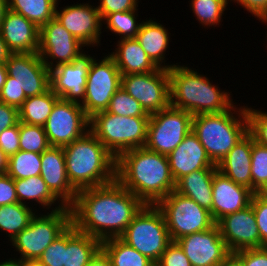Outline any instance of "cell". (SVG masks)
<instances>
[{
	"label": "cell",
	"mask_w": 267,
	"mask_h": 266,
	"mask_svg": "<svg viewBox=\"0 0 267 266\" xmlns=\"http://www.w3.org/2000/svg\"><path fill=\"white\" fill-rule=\"evenodd\" d=\"M121 77L115 60L109 54L101 60L93 59L88 70L84 100L80 104L89 118L107 110L113 95L121 87Z\"/></svg>",
	"instance_id": "cell-11"
},
{
	"label": "cell",
	"mask_w": 267,
	"mask_h": 266,
	"mask_svg": "<svg viewBox=\"0 0 267 266\" xmlns=\"http://www.w3.org/2000/svg\"><path fill=\"white\" fill-rule=\"evenodd\" d=\"M193 115L169 106L150 115L145 147L168 155L192 131Z\"/></svg>",
	"instance_id": "cell-10"
},
{
	"label": "cell",
	"mask_w": 267,
	"mask_h": 266,
	"mask_svg": "<svg viewBox=\"0 0 267 266\" xmlns=\"http://www.w3.org/2000/svg\"><path fill=\"white\" fill-rule=\"evenodd\" d=\"M19 122L18 109L0 101V133Z\"/></svg>",
	"instance_id": "cell-50"
},
{
	"label": "cell",
	"mask_w": 267,
	"mask_h": 266,
	"mask_svg": "<svg viewBox=\"0 0 267 266\" xmlns=\"http://www.w3.org/2000/svg\"><path fill=\"white\" fill-rule=\"evenodd\" d=\"M263 23H267V17L264 19ZM265 25L267 26V24H265ZM265 35H267V34H265ZM266 41H267V38H266Z\"/></svg>",
	"instance_id": "cell-59"
},
{
	"label": "cell",
	"mask_w": 267,
	"mask_h": 266,
	"mask_svg": "<svg viewBox=\"0 0 267 266\" xmlns=\"http://www.w3.org/2000/svg\"><path fill=\"white\" fill-rule=\"evenodd\" d=\"M83 47L86 46L55 17L40 28L38 54L49 70L59 64L71 63L84 51Z\"/></svg>",
	"instance_id": "cell-15"
},
{
	"label": "cell",
	"mask_w": 267,
	"mask_h": 266,
	"mask_svg": "<svg viewBox=\"0 0 267 266\" xmlns=\"http://www.w3.org/2000/svg\"><path fill=\"white\" fill-rule=\"evenodd\" d=\"M120 238L155 264L172 242L165 217L156 205H144Z\"/></svg>",
	"instance_id": "cell-7"
},
{
	"label": "cell",
	"mask_w": 267,
	"mask_h": 266,
	"mask_svg": "<svg viewBox=\"0 0 267 266\" xmlns=\"http://www.w3.org/2000/svg\"><path fill=\"white\" fill-rule=\"evenodd\" d=\"M87 266H112V262L106 252L100 248L90 259Z\"/></svg>",
	"instance_id": "cell-51"
},
{
	"label": "cell",
	"mask_w": 267,
	"mask_h": 266,
	"mask_svg": "<svg viewBox=\"0 0 267 266\" xmlns=\"http://www.w3.org/2000/svg\"><path fill=\"white\" fill-rule=\"evenodd\" d=\"M145 204L117 180L77 192L71 224L100 241L120 237Z\"/></svg>",
	"instance_id": "cell-1"
},
{
	"label": "cell",
	"mask_w": 267,
	"mask_h": 266,
	"mask_svg": "<svg viewBox=\"0 0 267 266\" xmlns=\"http://www.w3.org/2000/svg\"><path fill=\"white\" fill-rule=\"evenodd\" d=\"M252 136L248 133L217 165V169L236 184L252 190L251 176Z\"/></svg>",
	"instance_id": "cell-24"
},
{
	"label": "cell",
	"mask_w": 267,
	"mask_h": 266,
	"mask_svg": "<svg viewBox=\"0 0 267 266\" xmlns=\"http://www.w3.org/2000/svg\"><path fill=\"white\" fill-rule=\"evenodd\" d=\"M63 151L68 180L77 192L116 180V158L90 130Z\"/></svg>",
	"instance_id": "cell-3"
},
{
	"label": "cell",
	"mask_w": 267,
	"mask_h": 266,
	"mask_svg": "<svg viewBox=\"0 0 267 266\" xmlns=\"http://www.w3.org/2000/svg\"><path fill=\"white\" fill-rule=\"evenodd\" d=\"M238 106L234 104L220 113L193 116L192 131L215 165L248 134L246 106Z\"/></svg>",
	"instance_id": "cell-5"
},
{
	"label": "cell",
	"mask_w": 267,
	"mask_h": 266,
	"mask_svg": "<svg viewBox=\"0 0 267 266\" xmlns=\"http://www.w3.org/2000/svg\"><path fill=\"white\" fill-rule=\"evenodd\" d=\"M155 266H192L183 249L176 241H172L161 255Z\"/></svg>",
	"instance_id": "cell-43"
},
{
	"label": "cell",
	"mask_w": 267,
	"mask_h": 266,
	"mask_svg": "<svg viewBox=\"0 0 267 266\" xmlns=\"http://www.w3.org/2000/svg\"><path fill=\"white\" fill-rule=\"evenodd\" d=\"M248 133L254 142L267 147V112L246 105Z\"/></svg>",
	"instance_id": "cell-40"
},
{
	"label": "cell",
	"mask_w": 267,
	"mask_h": 266,
	"mask_svg": "<svg viewBox=\"0 0 267 266\" xmlns=\"http://www.w3.org/2000/svg\"><path fill=\"white\" fill-rule=\"evenodd\" d=\"M101 248L109 256L112 266H155L153 261L139 253L120 237L101 241Z\"/></svg>",
	"instance_id": "cell-31"
},
{
	"label": "cell",
	"mask_w": 267,
	"mask_h": 266,
	"mask_svg": "<svg viewBox=\"0 0 267 266\" xmlns=\"http://www.w3.org/2000/svg\"><path fill=\"white\" fill-rule=\"evenodd\" d=\"M0 31L12 53H38L40 29L23 15L8 10Z\"/></svg>",
	"instance_id": "cell-23"
},
{
	"label": "cell",
	"mask_w": 267,
	"mask_h": 266,
	"mask_svg": "<svg viewBox=\"0 0 267 266\" xmlns=\"http://www.w3.org/2000/svg\"><path fill=\"white\" fill-rule=\"evenodd\" d=\"M21 266H44L39 260H21Z\"/></svg>",
	"instance_id": "cell-58"
},
{
	"label": "cell",
	"mask_w": 267,
	"mask_h": 266,
	"mask_svg": "<svg viewBox=\"0 0 267 266\" xmlns=\"http://www.w3.org/2000/svg\"><path fill=\"white\" fill-rule=\"evenodd\" d=\"M53 147H65L90 130V118L79 103L59 98L43 126Z\"/></svg>",
	"instance_id": "cell-12"
},
{
	"label": "cell",
	"mask_w": 267,
	"mask_h": 266,
	"mask_svg": "<svg viewBox=\"0 0 267 266\" xmlns=\"http://www.w3.org/2000/svg\"><path fill=\"white\" fill-rule=\"evenodd\" d=\"M20 122L0 133V148L10 157L20 150Z\"/></svg>",
	"instance_id": "cell-46"
},
{
	"label": "cell",
	"mask_w": 267,
	"mask_h": 266,
	"mask_svg": "<svg viewBox=\"0 0 267 266\" xmlns=\"http://www.w3.org/2000/svg\"><path fill=\"white\" fill-rule=\"evenodd\" d=\"M217 170V168H204L193 171L176 182L175 191L210 211L213 201V176Z\"/></svg>",
	"instance_id": "cell-27"
},
{
	"label": "cell",
	"mask_w": 267,
	"mask_h": 266,
	"mask_svg": "<svg viewBox=\"0 0 267 266\" xmlns=\"http://www.w3.org/2000/svg\"><path fill=\"white\" fill-rule=\"evenodd\" d=\"M7 76L8 74L5 64L0 63V91L6 82Z\"/></svg>",
	"instance_id": "cell-55"
},
{
	"label": "cell",
	"mask_w": 267,
	"mask_h": 266,
	"mask_svg": "<svg viewBox=\"0 0 267 266\" xmlns=\"http://www.w3.org/2000/svg\"><path fill=\"white\" fill-rule=\"evenodd\" d=\"M58 99L51 89L41 95L27 97L18 109L19 122L44 126Z\"/></svg>",
	"instance_id": "cell-30"
},
{
	"label": "cell",
	"mask_w": 267,
	"mask_h": 266,
	"mask_svg": "<svg viewBox=\"0 0 267 266\" xmlns=\"http://www.w3.org/2000/svg\"><path fill=\"white\" fill-rule=\"evenodd\" d=\"M14 183L18 202L21 204L29 206L28 204L30 202L27 201H31L32 204L33 201H36L39 206L41 205L43 207V209H50L51 211L65 207V205L50 191L40 175L25 179H15Z\"/></svg>",
	"instance_id": "cell-28"
},
{
	"label": "cell",
	"mask_w": 267,
	"mask_h": 266,
	"mask_svg": "<svg viewBox=\"0 0 267 266\" xmlns=\"http://www.w3.org/2000/svg\"><path fill=\"white\" fill-rule=\"evenodd\" d=\"M250 205L256 217L260 240L267 247V201L254 193Z\"/></svg>",
	"instance_id": "cell-45"
},
{
	"label": "cell",
	"mask_w": 267,
	"mask_h": 266,
	"mask_svg": "<svg viewBox=\"0 0 267 266\" xmlns=\"http://www.w3.org/2000/svg\"><path fill=\"white\" fill-rule=\"evenodd\" d=\"M116 180L145 205H157L176 185L167 155L146 147L127 150L116 158Z\"/></svg>",
	"instance_id": "cell-2"
},
{
	"label": "cell",
	"mask_w": 267,
	"mask_h": 266,
	"mask_svg": "<svg viewBox=\"0 0 267 266\" xmlns=\"http://www.w3.org/2000/svg\"><path fill=\"white\" fill-rule=\"evenodd\" d=\"M227 266H235L232 262L229 264V265H227Z\"/></svg>",
	"instance_id": "cell-60"
},
{
	"label": "cell",
	"mask_w": 267,
	"mask_h": 266,
	"mask_svg": "<svg viewBox=\"0 0 267 266\" xmlns=\"http://www.w3.org/2000/svg\"><path fill=\"white\" fill-rule=\"evenodd\" d=\"M41 154L19 150L8 157L6 173L15 179H25L40 175Z\"/></svg>",
	"instance_id": "cell-34"
},
{
	"label": "cell",
	"mask_w": 267,
	"mask_h": 266,
	"mask_svg": "<svg viewBox=\"0 0 267 266\" xmlns=\"http://www.w3.org/2000/svg\"><path fill=\"white\" fill-rule=\"evenodd\" d=\"M8 156L0 148V174H4L7 171Z\"/></svg>",
	"instance_id": "cell-53"
},
{
	"label": "cell",
	"mask_w": 267,
	"mask_h": 266,
	"mask_svg": "<svg viewBox=\"0 0 267 266\" xmlns=\"http://www.w3.org/2000/svg\"><path fill=\"white\" fill-rule=\"evenodd\" d=\"M20 150L42 154L51 147L44 127L20 122Z\"/></svg>",
	"instance_id": "cell-37"
},
{
	"label": "cell",
	"mask_w": 267,
	"mask_h": 266,
	"mask_svg": "<svg viewBox=\"0 0 267 266\" xmlns=\"http://www.w3.org/2000/svg\"><path fill=\"white\" fill-rule=\"evenodd\" d=\"M255 194L261 198L267 201V182H265L261 187H259Z\"/></svg>",
	"instance_id": "cell-56"
},
{
	"label": "cell",
	"mask_w": 267,
	"mask_h": 266,
	"mask_svg": "<svg viewBox=\"0 0 267 266\" xmlns=\"http://www.w3.org/2000/svg\"><path fill=\"white\" fill-rule=\"evenodd\" d=\"M216 224L232 254L243 249L266 247L260 240L256 217L251 205L224 216Z\"/></svg>",
	"instance_id": "cell-19"
},
{
	"label": "cell",
	"mask_w": 267,
	"mask_h": 266,
	"mask_svg": "<svg viewBox=\"0 0 267 266\" xmlns=\"http://www.w3.org/2000/svg\"><path fill=\"white\" fill-rule=\"evenodd\" d=\"M171 34L168 29L161 23L146 18L142 21L136 39L139 41L141 47L144 49L148 57L159 67L171 69L176 64H167L165 54L169 48V41Z\"/></svg>",
	"instance_id": "cell-26"
},
{
	"label": "cell",
	"mask_w": 267,
	"mask_h": 266,
	"mask_svg": "<svg viewBox=\"0 0 267 266\" xmlns=\"http://www.w3.org/2000/svg\"><path fill=\"white\" fill-rule=\"evenodd\" d=\"M229 3V0H191L190 9L193 11L196 20L202 27H216L222 21V16ZM209 26V27H208Z\"/></svg>",
	"instance_id": "cell-36"
},
{
	"label": "cell",
	"mask_w": 267,
	"mask_h": 266,
	"mask_svg": "<svg viewBox=\"0 0 267 266\" xmlns=\"http://www.w3.org/2000/svg\"><path fill=\"white\" fill-rule=\"evenodd\" d=\"M60 0H8L9 10L23 15L39 29L55 17Z\"/></svg>",
	"instance_id": "cell-33"
},
{
	"label": "cell",
	"mask_w": 267,
	"mask_h": 266,
	"mask_svg": "<svg viewBox=\"0 0 267 266\" xmlns=\"http://www.w3.org/2000/svg\"><path fill=\"white\" fill-rule=\"evenodd\" d=\"M27 99L24 92L8 75L6 82L0 91V101L9 106L19 109L23 102Z\"/></svg>",
	"instance_id": "cell-44"
},
{
	"label": "cell",
	"mask_w": 267,
	"mask_h": 266,
	"mask_svg": "<svg viewBox=\"0 0 267 266\" xmlns=\"http://www.w3.org/2000/svg\"><path fill=\"white\" fill-rule=\"evenodd\" d=\"M97 9L100 12L102 20L115 12H126L135 10L138 7L139 0H99Z\"/></svg>",
	"instance_id": "cell-47"
},
{
	"label": "cell",
	"mask_w": 267,
	"mask_h": 266,
	"mask_svg": "<svg viewBox=\"0 0 267 266\" xmlns=\"http://www.w3.org/2000/svg\"><path fill=\"white\" fill-rule=\"evenodd\" d=\"M187 65H175L168 70L170 106L193 116L227 111L234 104L229 91L221 90L207 76Z\"/></svg>",
	"instance_id": "cell-4"
},
{
	"label": "cell",
	"mask_w": 267,
	"mask_h": 266,
	"mask_svg": "<svg viewBox=\"0 0 267 266\" xmlns=\"http://www.w3.org/2000/svg\"><path fill=\"white\" fill-rule=\"evenodd\" d=\"M55 8V18L87 49L101 44L103 20L97 6L88 3ZM58 7V8H57ZM59 9V10H58ZM61 9V10H60Z\"/></svg>",
	"instance_id": "cell-16"
},
{
	"label": "cell",
	"mask_w": 267,
	"mask_h": 266,
	"mask_svg": "<svg viewBox=\"0 0 267 266\" xmlns=\"http://www.w3.org/2000/svg\"><path fill=\"white\" fill-rule=\"evenodd\" d=\"M8 10H9L8 0H0V26Z\"/></svg>",
	"instance_id": "cell-54"
},
{
	"label": "cell",
	"mask_w": 267,
	"mask_h": 266,
	"mask_svg": "<svg viewBox=\"0 0 267 266\" xmlns=\"http://www.w3.org/2000/svg\"><path fill=\"white\" fill-rule=\"evenodd\" d=\"M65 250L66 230L45 249L38 260L44 266H63L65 264Z\"/></svg>",
	"instance_id": "cell-41"
},
{
	"label": "cell",
	"mask_w": 267,
	"mask_h": 266,
	"mask_svg": "<svg viewBox=\"0 0 267 266\" xmlns=\"http://www.w3.org/2000/svg\"><path fill=\"white\" fill-rule=\"evenodd\" d=\"M167 158L175 182L193 171L217 168L193 131L167 155Z\"/></svg>",
	"instance_id": "cell-22"
},
{
	"label": "cell",
	"mask_w": 267,
	"mask_h": 266,
	"mask_svg": "<svg viewBox=\"0 0 267 266\" xmlns=\"http://www.w3.org/2000/svg\"><path fill=\"white\" fill-rule=\"evenodd\" d=\"M212 195L210 213L217 223L224 216L248 207L254 192L245 186L236 184L217 170L213 176Z\"/></svg>",
	"instance_id": "cell-20"
},
{
	"label": "cell",
	"mask_w": 267,
	"mask_h": 266,
	"mask_svg": "<svg viewBox=\"0 0 267 266\" xmlns=\"http://www.w3.org/2000/svg\"><path fill=\"white\" fill-rule=\"evenodd\" d=\"M235 266H267V247L243 249L232 254Z\"/></svg>",
	"instance_id": "cell-42"
},
{
	"label": "cell",
	"mask_w": 267,
	"mask_h": 266,
	"mask_svg": "<svg viewBox=\"0 0 267 266\" xmlns=\"http://www.w3.org/2000/svg\"><path fill=\"white\" fill-rule=\"evenodd\" d=\"M18 203L14 179L7 173L0 174V206Z\"/></svg>",
	"instance_id": "cell-48"
},
{
	"label": "cell",
	"mask_w": 267,
	"mask_h": 266,
	"mask_svg": "<svg viewBox=\"0 0 267 266\" xmlns=\"http://www.w3.org/2000/svg\"><path fill=\"white\" fill-rule=\"evenodd\" d=\"M163 213L172 241L212 228L216 223L206 208L175 190L156 205Z\"/></svg>",
	"instance_id": "cell-9"
},
{
	"label": "cell",
	"mask_w": 267,
	"mask_h": 266,
	"mask_svg": "<svg viewBox=\"0 0 267 266\" xmlns=\"http://www.w3.org/2000/svg\"><path fill=\"white\" fill-rule=\"evenodd\" d=\"M149 119L102 111L90 118V131L117 158L127 150L145 147Z\"/></svg>",
	"instance_id": "cell-6"
},
{
	"label": "cell",
	"mask_w": 267,
	"mask_h": 266,
	"mask_svg": "<svg viewBox=\"0 0 267 266\" xmlns=\"http://www.w3.org/2000/svg\"><path fill=\"white\" fill-rule=\"evenodd\" d=\"M192 266H227L232 262L229 251L215 224L212 228L176 240Z\"/></svg>",
	"instance_id": "cell-14"
},
{
	"label": "cell",
	"mask_w": 267,
	"mask_h": 266,
	"mask_svg": "<svg viewBox=\"0 0 267 266\" xmlns=\"http://www.w3.org/2000/svg\"><path fill=\"white\" fill-rule=\"evenodd\" d=\"M49 212L36 213L30 224L10 242L20 253V258L16 260H38L45 249L71 225L69 206Z\"/></svg>",
	"instance_id": "cell-8"
},
{
	"label": "cell",
	"mask_w": 267,
	"mask_h": 266,
	"mask_svg": "<svg viewBox=\"0 0 267 266\" xmlns=\"http://www.w3.org/2000/svg\"><path fill=\"white\" fill-rule=\"evenodd\" d=\"M121 88L136 99L149 115L170 106V80L168 69L121 77Z\"/></svg>",
	"instance_id": "cell-13"
},
{
	"label": "cell",
	"mask_w": 267,
	"mask_h": 266,
	"mask_svg": "<svg viewBox=\"0 0 267 266\" xmlns=\"http://www.w3.org/2000/svg\"><path fill=\"white\" fill-rule=\"evenodd\" d=\"M106 111L126 117H150L140 103L121 87L113 95Z\"/></svg>",
	"instance_id": "cell-38"
},
{
	"label": "cell",
	"mask_w": 267,
	"mask_h": 266,
	"mask_svg": "<svg viewBox=\"0 0 267 266\" xmlns=\"http://www.w3.org/2000/svg\"><path fill=\"white\" fill-rule=\"evenodd\" d=\"M32 205L13 203L0 206V230L6 233L11 242L14 237L25 229L36 215Z\"/></svg>",
	"instance_id": "cell-32"
},
{
	"label": "cell",
	"mask_w": 267,
	"mask_h": 266,
	"mask_svg": "<svg viewBox=\"0 0 267 266\" xmlns=\"http://www.w3.org/2000/svg\"><path fill=\"white\" fill-rule=\"evenodd\" d=\"M5 66L11 81L26 97L41 95L50 89V70L38 53H13Z\"/></svg>",
	"instance_id": "cell-17"
},
{
	"label": "cell",
	"mask_w": 267,
	"mask_h": 266,
	"mask_svg": "<svg viewBox=\"0 0 267 266\" xmlns=\"http://www.w3.org/2000/svg\"><path fill=\"white\" fill-rule=\"evenodd\" d=\"M0 266H21V260H16L15 258L6 259L0 262Z\"/></svg>",
	"instance_id": "cell-57"
},
{
	"label": "cell",
	"mask_w": 267,
	"mask_h": 266,
	"mask_svg": "<svg viewBox=\"0 0 267 266\" xmlns=\"http://www.w3.org/2000/svg\"><path fill=\"white\" fill-rule=\"evenodd\" d=\"M137 12L138 9L108 14L103 19V24L106 25L105 31L108 29L112 34L121 36L119 39L136 38L142 24L140 20L137 22Z\"/></svg>",
	"instance_id": "cell-35"
},
{
	"label": "cell",
	"mask_w": 267,
	"mask_h": 266,
	"mask_svg": "<svg viewBox=\"0 0 267 266\" xmlns=\"http://www.w3.org/2000/svg\"><path fill=\"white\" fill-rule=\"evenodd\" d=\"M40 176L50 191L65 205L71 206L77 191L70 184L65 165L63 147L51 146L41 154Z\"/></svg>",
	"instance_id": "cell-21"
},
{
	"label": "cell",
	"mask_w": 267,
	"mask_h": 266,
	"mask_svg": "<svg viewBox=\"0 0 267 266\" xmlns=\"http://www.w3.org/2000/svg\"><path fill=\"white\" fill-rule=\"evenodd\" d=\"M13 53L8 48L6 42L3 40L1 31H0V63L5 64V62L8 60V58Z\"/></svg>",
	"instance_id": "cell-52"
},
{
	"label": "cell",
	"mask_w": 267,
	"mask_h": 266,
	"mask_svg": "<svg viewBox=\"0 0 267 266\" xmlns=\"http://www.w3.org/2000/svg\"><path fill=\"white\" fill-rule=\"evenodd\" d=\"M86 53L83 51L71 63L50 69V89L59 98L79 104L83 102L88 70L95 57Z\"/></svg>",
	"instance_id": "cell-18"
},
{
	"label": "cell",
	"mask_w": 267,
	"mask_h": 266,
	"mask_svg": "<svg viewBox=\"0 0 267 266\" xmlns=\"http://www.w3.org/2000/svg\"><path fill=\"white\" fill-rule=\"evenodd\" d=\"M101 248V241L79 232L72 224L66 229L65 264L63 266H87Z\"/></svg>",
	"instance_id": "cell-29"
},
{
	"label": "cell",
	"mask_w": 267,
	"mask_h": 266,
	"mask_svg": "<svg viewBox=\"0 0 267 266\" xmlns=\"http://www.w3.org/2000/svg\"><path fill=\"white\" fill-rule=\"evenodd\" d=\"M242 6L244 10L254 15L257 20L263 22L267 17V0H229Z\"/></svg>",
	"instance_id": "cell-49"
},
{
	"label": "cell",
	"mask_w": 267,
	"mask_h": 266,
	"mask_svg": "<svg viewBox=\"0 0 267 266\" xmlns=\"http://www.w3.org/2000/svg\"><path fill=\"white\" fill-rule=\"evenodd\" d=\"M117 48L108 53L122 75L153 72L159 67L148 57L136 38L118 40Z\"/></svg>",
	"instance_id": "cell-25"
},
{
	"label": "cell",
	"mask_w": 267,
	"mask_h": 266,
	"mask_svg": "<svg viewBox=\"0 0 267 266\" xmlns=\"http://www.w3.org/2000/svg\"><path fill=\"white\" fill-rule=\"evenodd\" d=\"M251 176L252 191L256 190L267 182V147L254 142L252 137L251 150Z\"/></svg>",
	"instance_id": "cell-39"
}]
</instances>
